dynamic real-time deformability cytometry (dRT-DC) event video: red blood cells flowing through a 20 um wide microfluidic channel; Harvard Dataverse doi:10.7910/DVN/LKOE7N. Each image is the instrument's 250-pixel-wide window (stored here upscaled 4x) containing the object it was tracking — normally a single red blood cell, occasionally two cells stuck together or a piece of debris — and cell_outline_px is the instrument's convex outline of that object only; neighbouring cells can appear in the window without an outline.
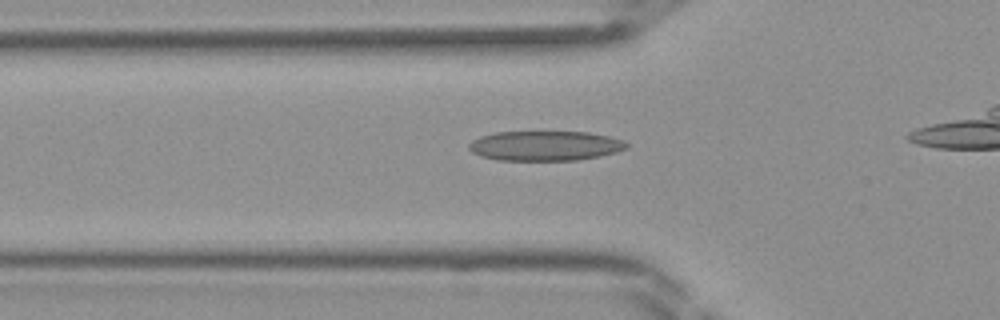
{"species": "Egyptian fruit bat (a non-hibernating species)", "species_latin": "Rousettus aegyptiacus", "temperature_condition": "room temperature", "stored_images_in_passage": 15, "camera_frame_rate_fps": 3000, "um_per_image_px": 0.085, "frame": {"image": 1, "passage_image": 5, "time_ms": 1.333, "image_size_px": [1000, 320], "cell_outline_px": [[628, 148], [616, 152], [600, 156], [576, 160], [496, 160], [480, 156], [472, 152], [468, 148], [468, 144], [472, 140], [480, 136], [496, 132], [588, 132], [608, 136], [624, 140], [628, 144]], "centroid_in_image_um": [46.32, 12.39], "position_along_channel_um": 79.5, "area_um2": 27.46}}
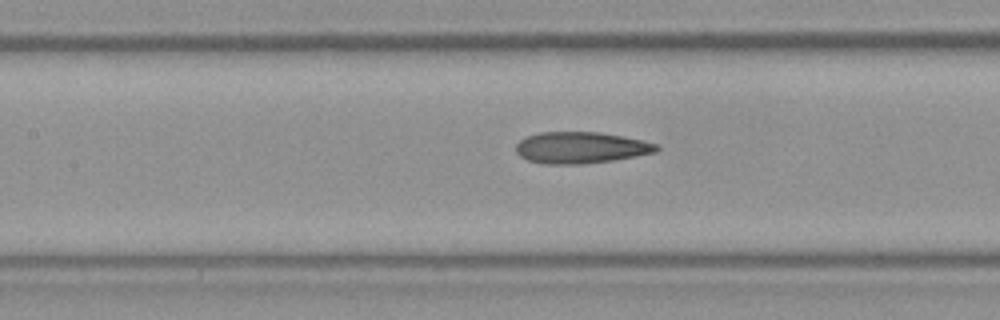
{"frame": {"image": 2, "passage_image": 10, "time_ms": 3.0, "image_size_px": [1000, 320], "cell_outline_px": [[660, 148], [656, 152], [636, 156], [612, 160], [580, 164], [544, 164], [528, 160], [520, 156], [516, 152], [516, 144], [520, 140], [528, 136], [540, 132], [600, 132], [624, 136], [644, 140], [656, 144]], "centroid_in_image_um": [49.37, 12.54], "position_along_channel_um": 158.0, "area_um2": 25.78}}
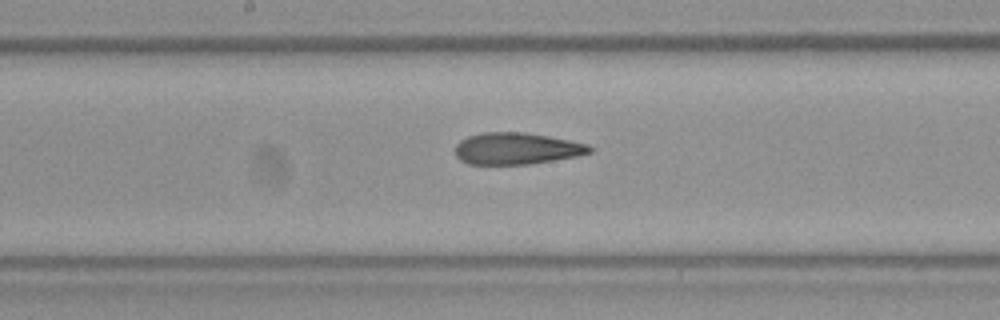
{"frame": {"image": 3, "passage_image": 13, "time_ms": 4.0, "image_size_px": [1000, 320], "cell_outline_px": [[592, 152], [576, 156], [528, 164], [468, 164], [460, 160], [456, 156], [456, 144], [460, 140], [468, 136], [484, 132], [524, 132], [548, 136], [588, 144], [592, 148]], "centroid_in_image_um": [43.88, 12.62], "position_along_channel_um": 204.3, "area_um2": 24.68}}